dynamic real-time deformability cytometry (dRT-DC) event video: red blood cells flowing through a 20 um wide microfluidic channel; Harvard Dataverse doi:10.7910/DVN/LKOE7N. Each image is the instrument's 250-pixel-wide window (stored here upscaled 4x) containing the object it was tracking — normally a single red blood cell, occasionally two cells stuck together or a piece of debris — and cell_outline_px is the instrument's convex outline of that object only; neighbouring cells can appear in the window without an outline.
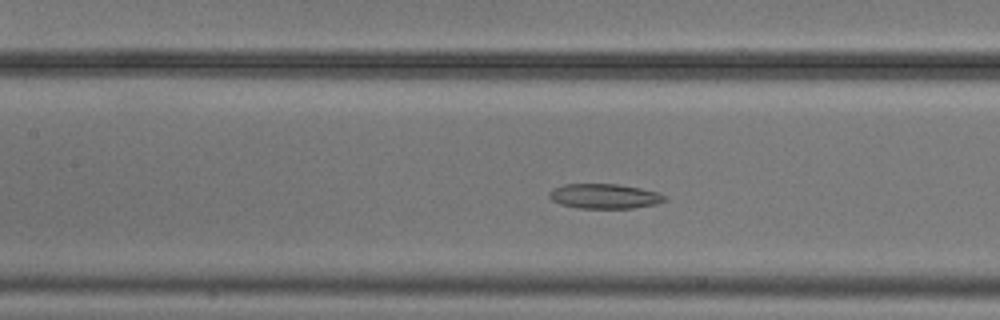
{"species": "common noctule bat (a hibernating species)", "species_latin": "Nyctalus noctula", "temperature_condition": "cold", "stored_images_in_passage": 40, "camera_frame_rate_fps": 3000, "um_per_image_px": 0.085, "animal": {"sex": "male", "body_mass_g": 20.5, "forearm_length_mm": 52.5}, "frame": {"image": 1, "passage_image": 10, "time_ms": 3.0, "image_size_px": [1000, 320], "cell_outline_px": [[668, 200], [656, 204], [632, 208], [576, 208], [560, 204], [552, 200], [548, 196], [548, 192], [552, 188], [564, 184], [616, 184], [640, 188], [660, 192], [668, 196]], "centroid_in_image_um": [51.4, 16.67], "position_along_channel_um": 156.0, "area_um2": 16.94}}
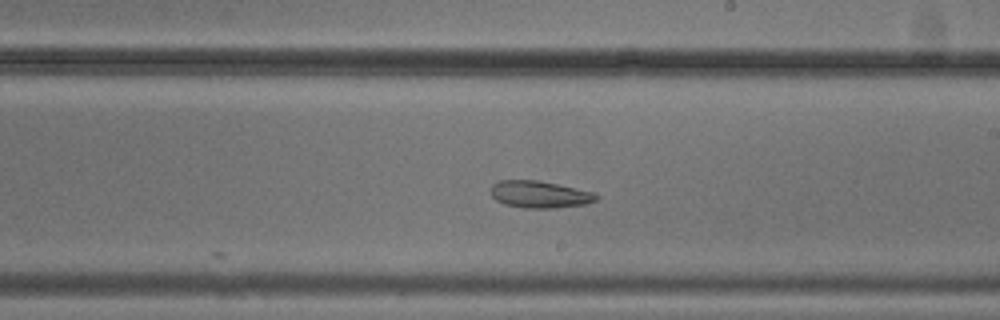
{"frame": {"image": 2, "passage_image": 17, "time_ms": 5.333, "image_size_px": [1000, 320], "cell_outline_px": [[600, 200], [588, 204], [556, 208], [524, 208], [504, 204], [496, 200], [492, 196], [492, 184], [500, 180], [536, 180], [596, 192], [600, 196]], "centroid_in_image_um": [45.95, 16.53], "position_along_channel_um": 243.1, "area_um2": 16.82}}
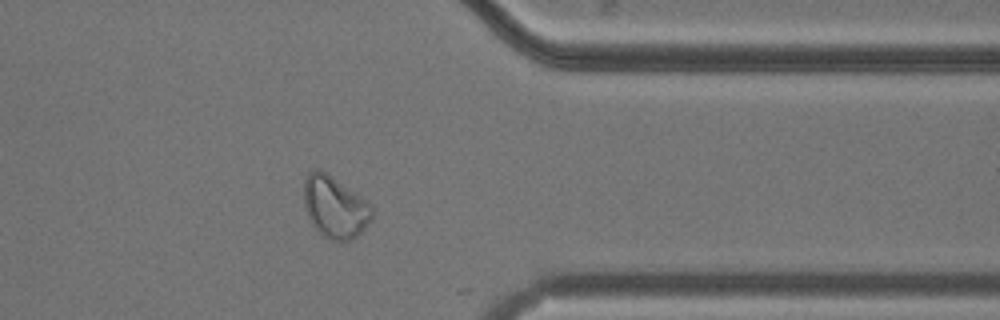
{"frame": {"image": 3, "passage_image": 29, "time_ms": 9.333, "image_size_px": [1000, 320], "cell_outline_px": [[372, 220], [352, 240], [332, 240], [324, 236], [312, 224], [304, 208], [304, 180], [308, 172], [312, 168], [316, 168], [328, 172], [372, 204]], "centroid_in_image_um": [28.46, 17.55], "position_along_channel_um": 382.9, "area_um2": 24.74}}